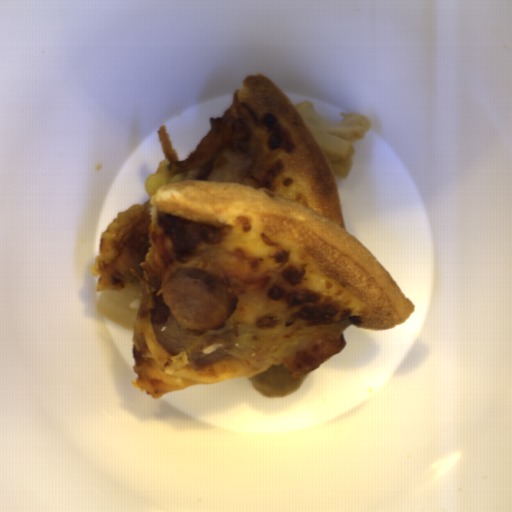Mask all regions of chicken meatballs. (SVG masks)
I'll list each match as a JSON object with an SVG mask.
<instances>
[{"mask_svg": "<svg viewBox=\"0 0 512 512\" xmlns=\"http://www.w3.org/2000/svg\"><path fill=\"white\" fill-rule=\"evenodd\" d=\"M309 372L299 378L288 374L285 363L273 365L269 369L250 377L258 394L267 399L285 398L294 393L304 382Z\"/></svg>", "mask_w": 512, "mask_h": 512, "instance_id": "obj_1", "label": "chicken meatballs"}]
</instances>
